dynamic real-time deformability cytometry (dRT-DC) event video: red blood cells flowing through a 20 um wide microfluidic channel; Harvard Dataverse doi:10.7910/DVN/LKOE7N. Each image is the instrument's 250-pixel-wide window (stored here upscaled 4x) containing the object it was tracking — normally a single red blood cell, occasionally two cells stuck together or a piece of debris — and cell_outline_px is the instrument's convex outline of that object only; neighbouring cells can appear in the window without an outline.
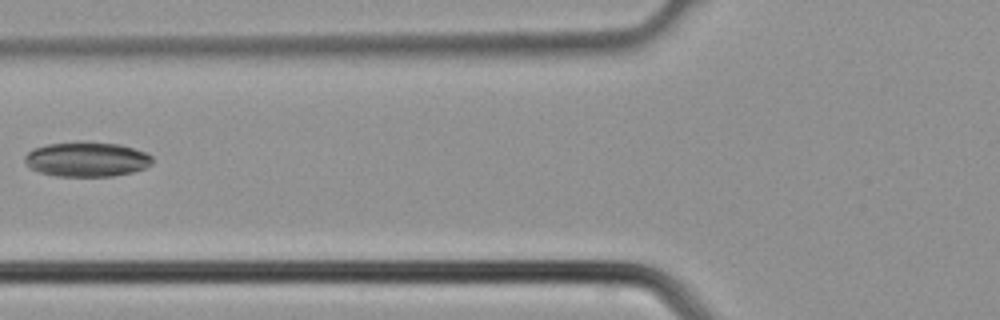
{"species": "common noctule bat (a hibernating species)", "species_latin": "Nyctalus noctula", "temperature_condition": "cold", "stored_images_in_passage": 2, "camera_frame_rate_fps": 3000, "um_per_image_px": 0.085, "animal": {"sex": "male", "body_mass_g": 21.5, "forearm_length_mm": 52.0}, "frame": {"image": 1, "passage_image": 2, "time_ms": 0.333, "image_size_px": [1000, 320], "cell_outline_px": [[152, 164], [144, 168], [132, 172], [112, 176], [56, 176], [40, 172], [28, 168], [24, 160], [24, 156], [32, 148], [44, 144], [76, 140], [88, 140], [120, 144], [144, 152], [152, 156]], "centroid_in_image_um": [7.32, 13.51], "position_along_channel_um": 118.5, "area_um2": 26.47}}